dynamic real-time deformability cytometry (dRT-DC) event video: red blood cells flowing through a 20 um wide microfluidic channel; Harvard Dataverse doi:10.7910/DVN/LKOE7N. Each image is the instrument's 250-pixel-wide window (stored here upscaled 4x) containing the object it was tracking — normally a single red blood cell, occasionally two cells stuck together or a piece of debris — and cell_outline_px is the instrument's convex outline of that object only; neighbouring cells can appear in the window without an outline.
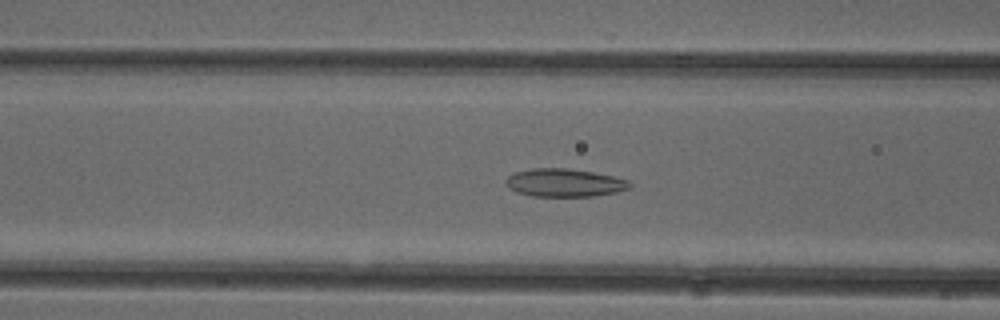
{"species": "common noctule bat (a hibernating species)", "species_latin": "Nyctalus noctula", "temperature_condition": "cold", "stored_images_in_passage": 52, "camera_frame_rate_fps": 3000, "um_per_image_px": 0.085, "animal": {"sex": "female"}, "frame": {"image": 1, "passage_image": 21, "time_ms": 6.667, "image_size_px": [1000, 320], "cell_outline_px": [[632, 184], [628, 188], [616, 192], [592, 196], [532, 196], [516, 192], [508, 188], [504, 180], [508, 176], [516, 172], [532, 168], [568, 168], [592, 172], [612, 176], [628, 180]], "centroid_in_image_um": [47.94, 15.53], "position_along_channel_um": 118.7, "area_um2": 20.17}}
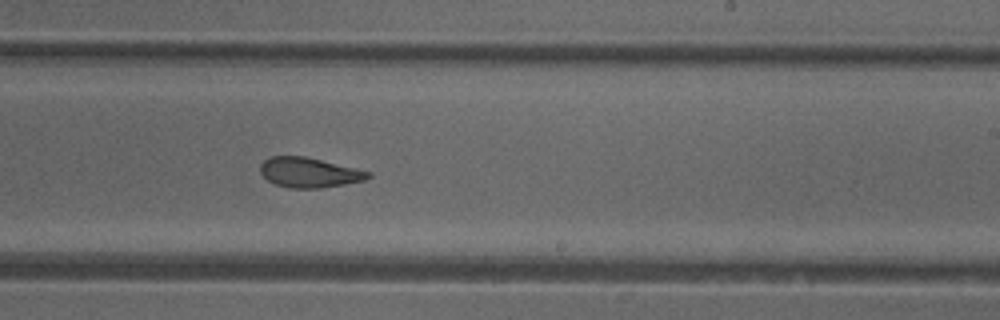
{"frame": {"image": 2, "passage_image": 32, "time_ms": 10.333, "image_size_px": [1000, 320], "cell_outline_px": [[372, 176], [364, 180], [344, 184], [320, 188], [288, 188], [276, 184], [268, 180], [260, 172], [260, 164], [264, 160], [272, 156], [304, 156], [372, 172]], "centroid_in_image_um": [26.27, 14.66], "position_along_channel_um": 262.7, "area_um2": 18.67}}
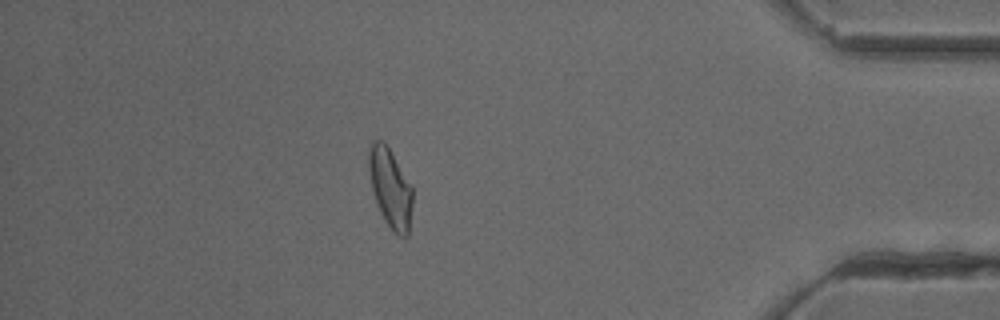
{"frame": {"image": 3, "passage_image": 46, "time_ms": 15.0, "image_size_px": [1000, 320], "cell_outline_px": [[412, 204], [408, 236], [400, 236], [392, 232], [384, 220], [380, 212], [372, 188], [368, 168], [368, 148], [372, 140], [384, 140], [412, 188]], "centroid_in_image_um": [33.15, 15.98], "position_along_channel_um": 402.0, "area_um2": 20.06}, "authors_computed_cell_mechanics": {"area_um2": 20.6346, "velocity_mm_per_s": 3.9298, "shape_relaxation_time_tau1_ms": 7.2896, "shape_relaxation_time_tau2_ms": 2.4665, "deformation_change_tau1": 0.175, "deformation_change_tau2": 0.0962}}